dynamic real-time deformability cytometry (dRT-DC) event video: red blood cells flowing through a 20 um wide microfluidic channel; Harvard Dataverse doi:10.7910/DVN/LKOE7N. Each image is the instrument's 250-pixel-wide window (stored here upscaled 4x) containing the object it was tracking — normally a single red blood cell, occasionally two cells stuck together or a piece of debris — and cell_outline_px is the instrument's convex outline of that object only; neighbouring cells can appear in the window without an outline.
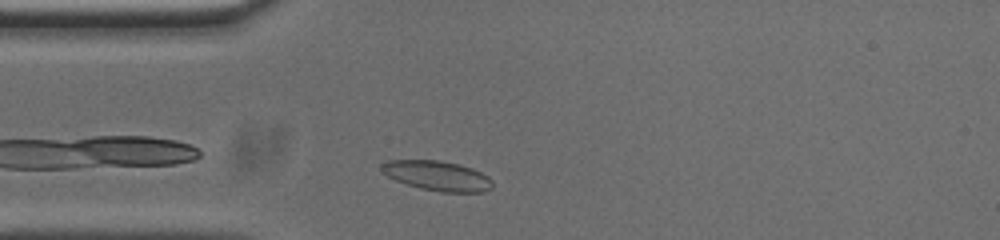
{"species": "common noctule bat (a hibernating species)", "species_latin": "Nyctalus noctula", "temperature_condition": "cold", "stored_images_in_passage": 31, "camera_frame_rate_fps": 3000, "um_per_image_px": 0.085, "animal": {"sex": "male", "body_mass_g": 20.0, "forearm_length_mm": 53.3}, "frame": {"image": 1, "passage_image": 4, "time_ms": 1.0, "image_size_px": [1000, 240], "cell_outline_px": [[492, 188], [484, 192], [440, 192], [420, 188], [396, 180], [380, 172], [380, 164], [388, 160], [440, 160], [460, 164], [472, 168], [488, 176], [492, 180]], "centroid_in_image_um": [37.16, 14.93], "position_along_channel_um": 47.8, "area_um2": 19.42}}
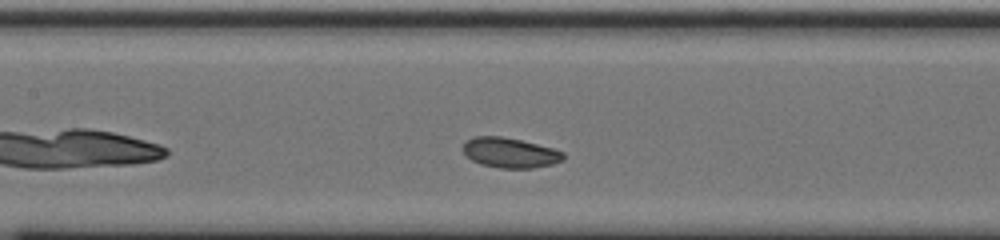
{"frame": {"image": 2, "passage_image": 14, "time_ms": 4.333, "image_size_px": [1000, 240], "cell_outline_px": [[564, 160], [552, 164], [532, 168], [500, 168], [480, 164], [472, 160], [464, 152], [464, 140], [476, 136], [500, 136], [520, 140], [552, 148], [564, 152]], "centroid_in_image_um": [43.35, 12.98], "position_along_channel_um": 164.1, "area_um2": 17.46}}
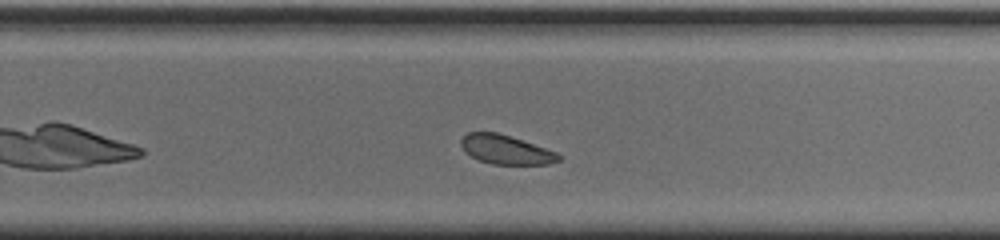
{"frame": {"image": 3, "passage_image": 24, "time_ms": 7.667, "image_size_px": [1000, 240], "cell_outline_px": [[560, 160], [548, 164], [492, 164], [480, 160], [464, 152], [460, 144], [460, 140], [468, 132], [496, 132], [556, 152], [560, 156]], "centroid_in_image_um": [42.94, 12.72], "position_along_channel_um": 286.9, "area_um2": 16.18}, "authors_computed_cell_mechanics": {"area_um2": 17.7446, "velocity_mm_per_s": 3.6988, "shape_relaxation_time_tau1_ms": 3.968, "shape_relaxation_time_tau2_ms": null, "deformation_change_tau1": 0.1042, "deformation_change_tau2": null}}